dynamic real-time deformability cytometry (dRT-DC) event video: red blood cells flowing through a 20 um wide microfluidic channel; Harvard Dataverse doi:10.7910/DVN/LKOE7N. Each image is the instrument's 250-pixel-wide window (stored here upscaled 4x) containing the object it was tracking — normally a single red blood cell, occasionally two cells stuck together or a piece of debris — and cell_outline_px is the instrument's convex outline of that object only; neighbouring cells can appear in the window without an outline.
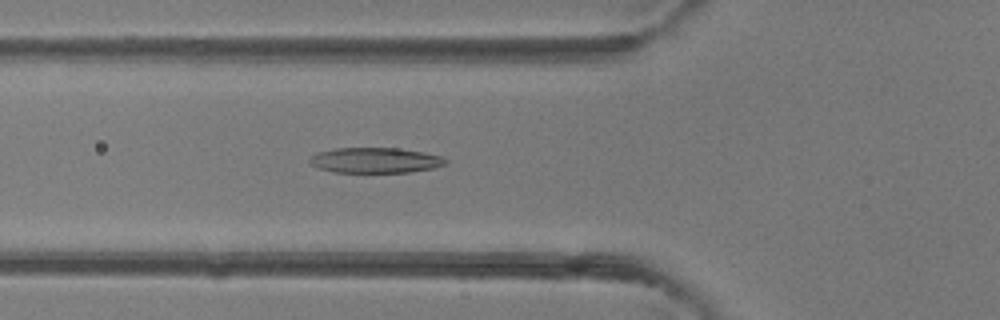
{"species": "common noctule bat (a hibernating species)", "species_latin": "Nyctalus noctula", "temperature_condition": "room temperature", "stored_images_in_passage": 35, "camera_frame_rate_fps": 3000, "um_per_image_px": 0.085, "animal": {"sex": "female"}, "frame": {"image": 1, "passage_image": 8, "time_ms": 2.333, "image_size_px": [1000, 320], "cell_outline_px": [[448, 164], [432, 168], [412, 172], [332, 172], [316, 168], [308, 160], [316, 152], [336, 148], [396, 148], [424, 152], [444, 156], [448, 160]], "centroid_in_image_um": [31.92, 13.62], "position_along_channel_um": 93.9, "area_um2": 20.29}}
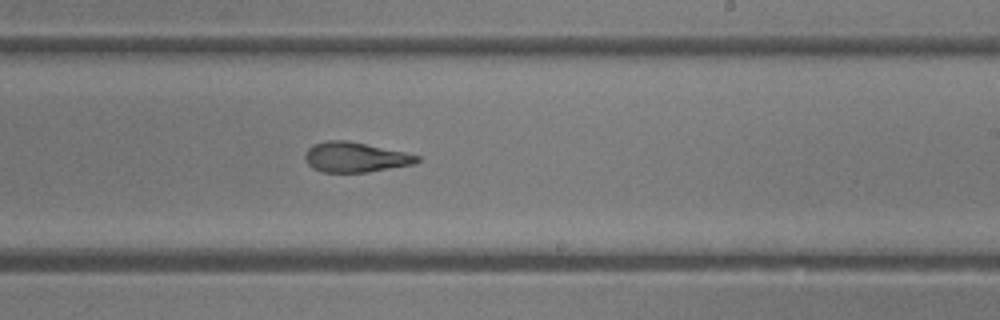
{"frame": {"image": 2, "passage_image": 18, "time_ms": 5.667, "image_size_px": [1000, 320], "cell_outline_px": [[420, 160], [412, 164], [368, 172], [320, 172], [312, 168], [304, 160], [304, 156], [308, 148], [312, 144], [328, 140], [344, 140], [404, 152], [420, 156]], "centroid_in_image_um": [30.13, 13.37], "position_along_channel_um": 258.9, "area_um2": 19.42}}
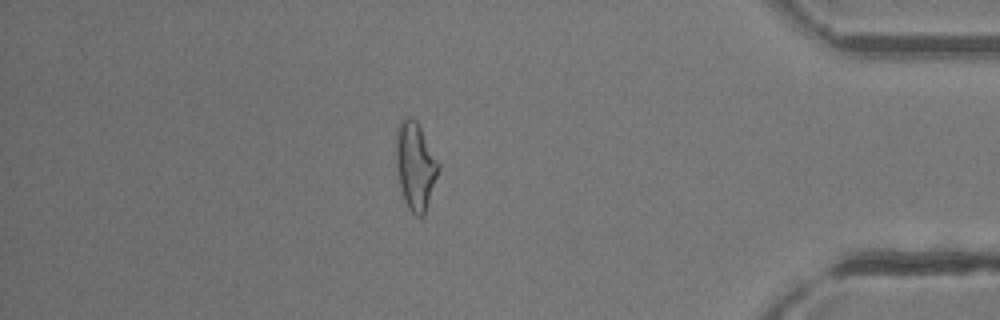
{"frame": {"image": 3, "passage_image": 29, "time_ms": 9.333, "image_size_px": [1000, 320], "cell_outline_px": [[440, 168], [424, 216], [416, 216], [408, 208], [404, 200], [400, 188], [396, 168], [396, 136], [400, 120], [408, 116], [412, 116], [416, 120], [440, 164]], "centroid_in_image_um": [35.3, 14.1], "position_along_channel_um": 399.9, "area_um2": 21.68}}